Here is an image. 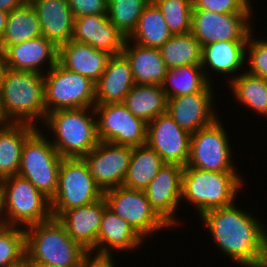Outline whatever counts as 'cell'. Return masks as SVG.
Wrapping results in <instances>:
<instances>
[{
    "label": "cell",
    "instance_id": "6da1fadb",
    "mask_svg": "<svg viewBox=\"0 0 267 267\" xmlns=\"http://www.w3.org/2000/svg\"><path fill=\"white\" fill-rule=\"evenodd\" d=\"M232 203L200 217L220 251L244 267H267V230L250 212Z\"/></svg>",
    "mask_w": 267,
    "mask_h": 267
},
{
    "label": "cell",
    "instance_id": "7a4b0ae2",
    "mask_svg": "<svg viewBox=\"0 0 267 267\" xmlns=\"http://www.w3.org/2000/svg\"><path fill=\"white\" fill-rule=\"evenodd\" d=\"M0 102L8 123H24L38 128L37 123L40 120L43 124L47 114L44 104V75L7 69Z\"/></svg>",
    "mask_w": 267,
    "mask_h": 267
},
{
    "label": "cell",
    "instance_id": "3957f363",
    "mask_svg": "<svg viewBox=\"0 0 267 267\" xmlns=\"http://www.w3.org/2000/svg\"><path fill=\"white\" fill-rule=\"evenodd\" d=\"M43 125L54 134L50 141L62 158H83L100 142L94 108L55 110Z\"/></svg>",
    "mask_w": 267,
    "mask_h": 267
},
{
    "label": "cell",
    "instance_id": "277c9868",
    "mask_svg": "<svg viewBox=\"0 0 267 267\" xmlns=\"http://www.w3.org/2000/svg\"><path fill=\"white\" fill-rule=\"evenodd\" d=\"M86 251L69 236L57 218L25 228V252L29 263L77 267Z\"/></svg>",
    "mask_w": 267,
    "mask_h": 267
},
{
    "label": "cell",
    "instance_id": "5b68a950",
    "mask_svg": "<svg viewBox=\"0 0 267 267\" xmlns=\"http://www.w3.org/2000/svg\"><path fill=\"white\" fill-rule=\"evenodd\" d=\"M238 172L204 171L184 166L181 200L195 206L198 215L235 202L243 186Z\"/></svg>",
    "mask_w": 267,
    "mask_h": 267
},
{
    "label": "cell",
    "instance_id": "8992f818",
    "mask_svg": "<svg viewBox=\"0 0 267 267\" xmlns=\"http://www.w3.org/2000/svg\"><path fill=\"white\" fill-rule=\"evenodd\" d=\"M52 217L50 199L29 180L19 175L2 179L0 218L4 225L26 228Z\"/></svg>",
    "mask_w": 267,
    "mask_h": 267
},
{
    "label": "cell",
    "instance_id": "52a82bcc",
    "mask_svg": "<svg viewBox=\"0 0 267 267\" xmlns=\"http://www.w3.org/2000/svg\"><path fill=\"white\" fill-rule=\"evenodd\" d=\"M41 132L37 128L26 139L18 175L29 180L51 200L57 191L59 167L63 158L49 141L48 135Z\"/></svg>",
    "mask_w": 267,
    "mask_h": 267
},
{
    "label": "cell",
    "instance_id": "ba28073f",
    "mask_svg": "<svg viewBox=\"0 0 267 267\" xmlns=\"http://www.w3.org/2000/svg\"><path fill=\"white\" fill-rule=\"evenodd\" d=\"M104 196L83 158H63L58 187L50 200L51 212L58 218L64 211L91 204Z\"/></svg>",
    "mask_w": 267,
    "mask_h": 267
},
{
    "label": "cell",
    "instance_id": "9c48e42d",
    "mask_svg": "<svg viewBox=\"0 0 267 267\" xmlns=\"http://www.w3.org/2000/svg\"><path fill=\"white\" fill-rule=\"evenodd\" d=\"M44 104L47 114L60 109L93 108L95 82L57 63L44 74Z\"/></svg>",
    "mask_w": 267,
    "mask_h": 267
},
{
    "label": "cell",
    "instance_id": "30bf717a",
    "mask_svg": "<svg viewBox=\"0 0 267 267\" xmlns=\"http://www.w3.org/2000/svg\"><path fill=\"white\" fill-rule=\"evenodd\" d=\"M219 117L209 126L191 134L186 165L204 171L238 172L232 158L228 134Z\"/></svg>",
    "mask_w": 267,
    "mask_h": 267
},
{
    "label": "cell",
    "instance_id": "8fae6325",
    "mask_svg": "<svg viewBox=\"0 0 267 267\" xmlns=\"http://www.w3.org/2000/svg\"><path fill=\"white\" fill-rule=\"evenodd\" d=\"M93 108L100 141L132 148L146 144L147 123L133 115L123 103H107Z\"/></svg>",
    "mask_w": 267,
    "mask_h": 267
},
{
    "label": "cell",
    "instance_id": "7c38bea8",
    "mask_svg": "<svg viewBox=\"0 0 267 267\" xmlns=\"http://www.w3.org/2000/svg\"><path fill=\"white\" fill-rule=\"evenodd\" d=\"M108 208L125 220L143 239L169 226L151 208L143 190L123 186L104 191Z\"/></svg>",
    "mask_w": 267,
    "mask_h": 267
},
{
    "label": "cell",
    "instance_id": "4fadbf2b",
    "mask_svg": "<svg viewBox=\"0 0 267 267\" xmlns=\"http://www.w3.org/2000/svg\"><path fill=\"white\" fill-rule=\"evenodd\" d=\"M252 13L220 14L193 9L191 34L203 48L220 41H247L252 31Z\"/></svg>",
    "mask_w": 267,
    "mask_h": 267
},
{
    "label": "cell",
    "instance_id": "5bb4252c",
    "mask_svg": "<svg viewBox=\"0 0 267 267\" xmlns=\"http://www.w3.org/2000/svg\"><path fill=\"white\" fill-rule=\"evenodd\" d=\"M131 155L132 147L100 141L83 159L104 192L123 185Z\"/></svg>",
    "mask_w": 267,
    "mask_h": 267
},
{
    "label": "cell",
    "instance_id": "9a60e30c",
    "mask_svg": "<svg viewBox=\"0 0 267 267\" xmlns=\"http://www.w3.org/2000/svg\"><path fill=\"white\" fill-rule=\"evenodd\" d=\"M183 172V166L165 163L156 177L143 190L151 208L169 227H176L180 223L179 219H175V213L179 203L182 202Z\"/></svg>",
    "mask_w": 267,
    "mask_h": 267
},
{
    "label": "cell",
    "instance_id": "2e32d148",
    "mask_svg": "<svg viewBox=\"0 0 267 267\" xmlns=\"http://www.w3.org/2000/svg\"><path fill=\"white\" fill-rule=\"evenodd\" d=\"M190 142L191 134L181 129L167 113L147 123L146 144L167 164L186 166Z\"/></svg>",
    "mask_w": 267,
    "mask_h": 267
},
{
    "label": "cell",
    "instance_id": "e0dca14e",
    "mask_svg": "<svg viewBox=\"0 0 267 267\" xmlns=\"http://www.w3.org/2000/svg\"><path fill=\"white\" fill-rule=\"evenodd\" d=\"M213 92H195L170 98L167 114L183 130L194 134L199 129L211 125L218 115L213 108Z\"/></svg>",
    "mask_w": 267,
    "mask_h": 267
},
{
    "label": "cell",
    "instance_id": "ac0fdd59",
    "mask_svg": "<svg viewBox=\"0 0 267 267\" xmlns=\"http://www.w3.org/2000/svg\"><path fill=\"white\" fill-rule=\"evenodd\" d=\"M1 55L8 69L43 75L58 63V47L44 36L7 46ZM44 64L48 70L41 68Z\"/></svg>",
    "mask_w": 267,
    "mask_h": 267
},
{
    "label": "cell",
    "instance_id": "d6986e66",
    "mask_svg": "<svg viewBox=\"0 0 267 267\" xmlns=\"http://www.w3.org/2000/svg\"><path fill=\"white\" fill-rule=\"evenodd\" d=\"M73 41L85 43L110 55L122 53L126 37L109 21L108 15L74 18Z\"/></svg>",
    "mask_w": 267,
    "mask_h": 267
},
{
    "label": "cell",
    "instance_id": "ffe728a7",
    "mask_svg": "<svg viewBox=\"0 0 267 267\" xmlns=\"http://www.w3.org/2000/svg\"><path fill=\"white\" fill-rule=\"evenodd\" d=\"M107 207L103 196L91 204L66 210L57 219L75 242L85 250L95 252L102 216Z\"/></svg>",
    "mask_w": 267,
    "mask_h": 267
},
{
    "label": "cell",
    "instance_id": "44dd1931",
    "mask_svg": "<svg viewBox=\"0 0 267 267\" xmlns=\"http://www.w3.org/2000/svg\"><path fill=\"white\" fill-rule=\"evenodd\" d=\"M134 85L129 61L122 53L112 55L104 72L95 82L96 105L123 103Z\"/></svg>",
    "mask_w": 267,
    "mask_h": 267
},
{
    "label": "cell",
    "instance_id": "7402d4cb",
    "mask_svg": "<svg viewBox=\"0 0 267 267\" xmlns=\"http://www.w3.org/2000/svg\"><path fill=\"white\" fill-rule=\"evenodd\" d=\"M36 11L42 36L57 47L72 39L74 16L67 0H29Z\"/></svg>",
    "mask_w": 267,
    "mask_h": 267
},
{
    "label": "cell",
    "instance_id": "603a6c76",
    "mask_svg": "<svg viewBox=\"0 0 267 267\" xmlns=\"http://www.w3.org/2000/svg\"><path fill=\"white\" fill-rule=\"evenodd\" d=\"M111 56L105 51L73 40L58 47V63L65 69L79 73L93 82L100 78Z\"/></svg>",
    "mask_w": 267,
    "mask_h": 267
},
{
    "label": "cell",
    "instance_id": "cb8c5ba5",
    "mask_svg": "<svg viewBox=\"0 0 267 267\" xmlns=\"http://www.w3.org/2000/svg\"><path fill=\"white\" fill-rule=\"evenodd\" d=\"M143 241L125 220L108 207L105 209L98 232L96 252L113 254V251H130L138 249Z\"/></svg>",
    "mask_w": 267,
    "mask_h": 267
},
{
    "label": "cell",
    "instance_id": "d4e9b609",
    "mask_svg": "<svg viewBox=\"0 0 267 267\" xmlns=\"http://www.w3.org/2000/svg\"><path fill=\"white\" fill-rule=\"evenodd\" d=\"M126 38L122 54L130 63L135 84L161 85L167 72L158 48L132 44Z\"/></svg>",
    "mask_w": 267,
    "mask_h": 267
},
{
    "label": "cell",
    "instance_id": "484cf974",
    "mask_svg": "<svg viewBox=\"0 0 267 267\" xmlns=\"http://www.w3.org/2000/svg\"><path fill=\"white\" fill-rule=\"evenodd\" d=\"M246 43L247 41H220L202 48L201 66L210 83L213 80L206 69L210 68L211 71L217 72L216 74H231L232 76L233 73L243 69L248 58L246 57Z\"/></svg>",
    "mask_w": 267,
    "mask_h": 267
},
{
    "label": "cell",
    "instance_id": "4316f807",
    "mask_svg": "<svg viewBox=\"0 0 267 267\" xmlns=\"http://www.w3.org/2000/svg\"><path fill=\"white\" fill-rule=\"evenodd\" d=\"M37 127L24 123H8L0 127V178L18 175L26 139Z\"/></svg>",
    "mask_w": 267,
    "mask_h": 267
},
{
    "label": "cell",
    "instance_id": "83f0119b",
    "mask_svg": "<svg viewBox=\"0 0 267 267\" xmlns=\"http://www.w3.org/2000/svg\"><path fill=\"white\" fill-rule=\"evenodd\" d=\"M160 86L163 88L167 99L195 92L214 91V87L207 80L201 64L167 69Z\"/></svg>",
    "mask_w": 267,
    "mask_h": 267
},
{
    "label": "cell",
    "instance_id": "f1b7e54d",
    "mask_svg": "<svg viewBox=\"0 0 267 267\" xmlns=\"http://www.w3.org/2000/svg\"><path fill=\"white\" fill-rule=\"evenodd\" d=\"M168 99L160 85L135 84L123 104L146 123L167 112Z\"/></svg>",
    "mask_w": 267,
    "mask_h": 267
},
{
    "label": "cell",
    "instance_id": "f546056e",
    "mask_svg": "<svg viewBox=\"0 0 267 267\" xmlns=\"http://www.w3.org/2000/svg\"><path fill=\"white\" fill-rule=\"evenodd\" d=\"M42 36L35 9L29 0L9 12L5 33L0 41V53L7 47Z\"/></svg>",
    "mask_w": 267,
    "mask_h": 267
},
{
    "label": "cell",
    "instance_id": "4dcf8cb0",
    "mask_svg": "<svg viewBox=\"0 0 267 267\" xmlns=\"http://www.w3.org/2000/svg\"><path fill=\"white\" fill-rule=\"evenodd\" d=\"M165 162L147 144L132 148V155L123 187L144 190L156 177Z\"/></svg>",
    "mask_w": 267,
    "mask_h": 267
},
{
    "label": "cell",
    "instance_id": "1f68e13d",
    "mask_svg": "<svg viewBox=\"0 0 267 267\" xmlns=\"http://www.w3.org/2000/svg\"><path fill=\"white\" fill-rule=\"evenodd\" d=\"M171 36L161 11L151 1L143 10L135 30L127 39L139 46L159 49Z\"/></svg>",
    "mask_w": 267,
    "mask_h": 267
},
{
    "label": "cell",
    "instance_id": "d6a6232c",
    "mask_svg": "<svg viewBox=\"0 0 267 267\" xmlns=\"http://www.w3.org/2000/svg\"><path fill=\"white\" fill-rule=\"evenodd\" d=\"M244 72L228 81L235 100L267 118V80Z\"/></svg>",
    "mask_w": 267,
    "mask_h": 267
},
{
    "label": "cell",
    "instance_id": "836d02e7",
    "mask_svg": "<svg viewBox=\"0 0 267 267\" xmlns=\"http://www.w3.org/2000/svg\"><path fill=\"white\" fill-rule=\"evenodd\" d=\"M159 51L167 69L197 65L202 62V47L191 32L172 35Z\"/></svg>",
    "mask_w": 267,
    "mask_h": 267
},
{
    "label": "cell",
    "instance_id": "e575fe53",
    "mask_svg": "<svg viewBox=\"0 0 267 267\" xmlns=\"http://www.w3.org/2000/svg\"><path fill=\"white\" fill-rule=\"evenodd\" d=\"M152 0H108L109 21L128 38L135 30L143 10Z\"/></svg>",
    "mask_w": 267,
    "mask_h": 267
},
{
    "label": "cell",
    "instance_id": "d590c367",
    "mask_svg": "<svg viewBox=\"0 0 267 267\" xmlns=\"http://www.w3.org/2000/svg\"><path fill=\"white\" fill-rule=\"evenodd\" d=\"M161 11L172 35L191 32L192 0H152Z\"/></svg>",
    "mask_w": 267,
    "mask_h": 267
},
{
    "label": "cell",
    "instance_id": "8d00e7d4",
    "mask_svg": "<svg viewBox=\"0 0 267 267\" xmlns=\"http://www.w3.org/2000/svg\"><path fill=\"white\" fill-rule=\"evenodd\" d=\"M25 258V228L3 225L0 228V267H10Z\"/></svg>",
    "mask_w": 267,
    "mask_h": 267
},
{
    "label": "cell",
    "instance_id": "74e56055",
    "mask_svg": "<svg viewBox=\"0 0 267 267\" xmlns=\"http://www.w3.org/2000/svg\"><path fill=\"white\" fill-rule=\"evenodd\" d=\"M248 36L246 43V53L249 55V68L246 70L251 75L267 80V39H253L252 33Z\"/></svg>",
    "mask_w": 267,
    "mask_h": 267
},
{
    "label": "cell",
    "instance_id": "f35d334b",
    "mask_svg": "<svg viewBox=\"0 0 267 267\" xmlns=\"http://www.w3.org/2000/svg\"><path fill=\"white\" fill-rule=\"evenodd\" d=\"M251 0H192L193 9L220 14L252 13Z\"/></svg>",
    "mask_w": 267,
    "mask_h": 267
},
{
    "label": "cell",
    "instance_id": "ab89813d",
    "mask_svg": "<svg viewBox=\"0 0 267 267\" xmlns=\"http://www.w3.org/2000/svg\"><path fill=\"white\" fill-rule=\"evenodd\" d=\"M74 18L88 15H103L108 11V0H67Z\"/></svg>",
    "mask_w": 267,
    "mask_h": 267
},
{
    "label": "cell",
    "instance_id": "60d3db41",
    "mask_svg": "<svg viewBox=\"0 0 267 267\" xmlns=\"http://www.w3.org/2000/svg\"><path fill=\"white\" fill-rule=\"evenodd\" d=\"M91 250H87L80 258L77 267H115L112 258V254L106 253H94ZM94 256H93V255ZM92 255V256H91Z\"/></svg>",
    "mask_w": 267,
    "mask_h": 267
},
{
    "label": "cell",
    "instance_id": "b9f144b4",
    "mask_svg": "<svg viewBox=\"0 0 267 267\" xmlns=\"http://www.w3.org/2000/svg\"><path fill=\"white\" fill-rule=\"evenodd\" d=\"M27 0H0V10L11 12Z\"/></svg>",
    "mask_w": 267,
    "mask_h": 267
},
{
    "label": "cell",
    "instance_id": "7bdbcfd3",
    "mask_svg": "<svg viewBox=\"0 0 267 267\" xmlns=\"http://www.w3.org/2000/svg\"><path fill=\"white\" fill-rule=\"evenodd\" d=\"M9 12L0 10V41L5 33Z\"/></svg>",
    "mask_w": 267,
    "mask_h": 267
},
{
    "label": "cell",
    "instance_id": "ee69618b",
    "mask_svg": "<svg viewBox=\"0 0 267 267\" xmlns=\"http://www.w3.org/2000/svg\"><path fill=\"white\" fill-rule=\"evenodd\" d=\"M7 65L4 61L3 56L0 53V94H1V89H2V84H3V80H4V75L7 71Z\"/></svg>",
    "mask_w": 267,
    "mask_h": 267
},
{
    "label": "cell",
    "instance_id": "f6af8a7d",
    "mask_svg": "<svg viewBox=\"0 0 267 267\" xmlns=\"http://www.w3.org/2000/svg\"><path fill=\"white\" fill-rule=\"evenodd\" d=\"M10 267H31V265L29 264L28 260L25 258L20 263L12 265Z\"/></svg>",
    "mask_w": 267,
    "mask_h": 267
},
{
    "label": "cell",
    "instance_id": "bcb514c9",
    "mask_svg": "<svg viewBox=\"0 0 267 267\" xmlns=\"http://www.w3.org/2000/svg\"><path fill=\"white\" fill-rule=\"evenodd\" d=\"M8 124L5 116L3 115L2 109H1V102H0V127L5 126Z\"/></svg>",
    "mask_w": 267,
    "mask_h": 267
},
{
    "label": "cell",
    "instance_id": "7dc6e473",
    "mask_svg": "<svg viewBox=\"0 0 267 267\" xmlns=\"http://www.w3.org/2000/svg\"><path fill=\"white\" fill-rule=\"evenodd\" d=\"M31 267H59V266H53L48 264H40V263H29Z\"/></svg>",
    "mask_w": 267,
    "mask_h": 267
},
{
    "label": "cell",
    "instance_id": "c3c4849f",
    "mask_svg": "<svg viewBox=\"0 0 267 267\" xmlns=\"http://www.w3.org/2000/svg\"><path fill=\"white\" fill-rule=\"evenodd\" d=\"M1 181L2 179L0 178V196H1Z\"/></svg>",
    "mask_w": 267,
    "mask_h": 267
}]
</instances>
